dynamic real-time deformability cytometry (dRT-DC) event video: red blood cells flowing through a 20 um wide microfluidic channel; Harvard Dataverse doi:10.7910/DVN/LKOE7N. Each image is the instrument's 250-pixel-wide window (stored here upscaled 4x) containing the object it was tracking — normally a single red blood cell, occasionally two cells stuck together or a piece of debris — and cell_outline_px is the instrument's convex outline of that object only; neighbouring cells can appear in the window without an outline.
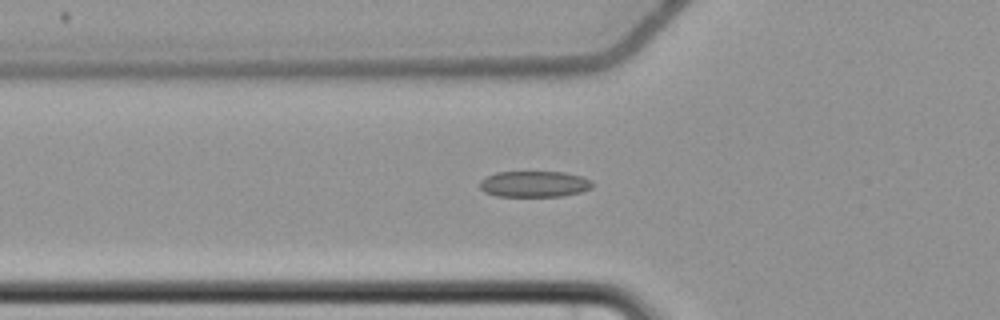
{"species": "common noctule bat (a hibernating species)", "species_latin": "Nyctalus noctula", "temperature_condition": "cold", "stored_images_in_passage": 7, "camera_frame_rate_fps": 3000, "um_per_image_px": 0.085, "animal": {"sex": "female", "body_mass_g": 22.7, "forearm_length_mm": 54.2}, "frame": {"image": 1, "passage_image": 6, "time_ms": 8.0, "image_size_px": [1000, 320], "cell_outline_px": [[592, 188], [580, 192], [560, 196], [496, 196], [484, 192], [480, 188], [480, 180], [484, 176], [496, 172], [564, 172], [580, 176], [592, 180]], "centroid_in_image_um": [45.38, 15.64], "position_along_channel_um": 80.4, "area_um2": 17.17}}
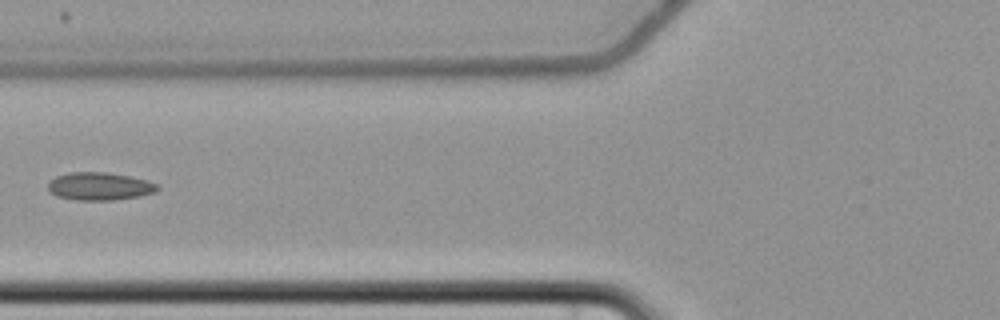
{"frame": {"image": 2, "passage_image": 7, "time_ms": 9.0, "image_size_px": [1000, 320], "cell_outline_px": [[160, 188], [156, 192], [140, 196], [112, 200], [76, 200], [56, 196], [48, 192], [48, 184], [56, 176], [68, 172], [108, 172], [148, 180], [160, 184]], "centroid_in_image_um": [8.49, 15.83], "position_along_channel_um": 117.3, "area_um2": 17.98}}